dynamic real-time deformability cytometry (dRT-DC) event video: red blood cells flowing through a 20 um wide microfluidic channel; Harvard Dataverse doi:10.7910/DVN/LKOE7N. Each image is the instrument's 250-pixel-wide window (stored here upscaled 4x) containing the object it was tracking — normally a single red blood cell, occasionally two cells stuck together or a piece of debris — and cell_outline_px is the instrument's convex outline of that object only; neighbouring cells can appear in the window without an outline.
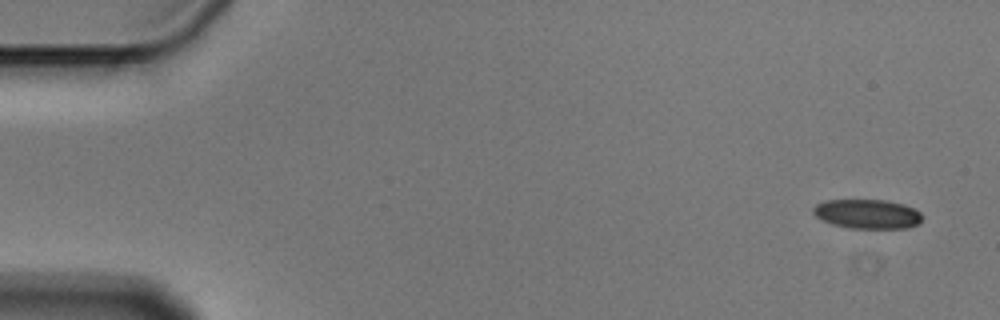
{"species": "Egyptian fruit bat (a non-hibernating species)", "species_latin": "Rousettus aegyptiacus", "temperature_condition": "cold", "stored_images_in_passage": 3, "camera_frame_rate_fps": 3000, "um_per_image_px": 0.085, "animal": {"sex": "male"}, "frame": {"image": 1, "passage_image": 3, "time_ms": 0.667, "image_size_px": [1000, 320], "cell_outline_px": [[924, 216], [920, 224], [908, 228], [848, 228], [832, 224], [820, 220], [812, 212], [812, 208], [816, 204], [824, 200], [884, 200], [904, 204], [916, 208]], "centroid_in_image_um": [73.75, 18.19], "position_along_channel_um": 11.3, "area_um2": 19.02}}